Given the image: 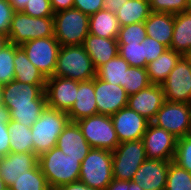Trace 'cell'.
I'll return each instance as SVG.
<instances>
[{
  "label": "cell",
  "instance_id": "f35d334b",
  "mask_svg": "<svg viewBox=\"0 0 191 190\" xmlns=\"http://www.w3.org/2000/svg\"><path fill=\"white\" fill-rule=\"evenodd\" d=\"M173 161L191 173V139L185 136L177 139Z\"/></svg>",
  "mask_w": 191,
  "mask_h": 190
},
{
  "label": "cell",
  "instance_id": "9c48e42d",
  "mask_svg": "<svg viewBox=\"0 0 191 190\" xmlns=\"http://www.w3.org/2000/svg\"><path fill=\"white\" fill-rule=\"evenodd\" d=\"M28 59L46 77H52L61 45L55 37L38 38L20 45Z\"/></svg>",
  "mask_w": 191,
  "mask_h": 190
},
{
  "label": "cell",
  "instance_id": "d590c367",
  "mask_svg": "<svg viewBox=\"0 0 191 190\" xmlns=\"http://www.w3.org/2000/svg\"><path fill=\"white\" fill-rule=\"evenodd\" d=\"M118 54L125 59L130 66L146 68L144 57V43L118 44Z\"/></svg>",
  "mask_w": 191,
  "mask_h": 190
},
{
  "label": "cell",
  "instance_id": "6f0895ef",
  "mask_svg": "<svg viewBox=\"0 0 191 190\" xmlns=\"http://www.w3.org/2000/svg\"><path fill=\"white\" fill-rule=\"evenodd\" d=\"M189 9H191V0H187Z\"/></svg>",
  "mask_w": 191,
  "mask_h": 190
},
{
  "label": "cell",
  "instance_id": "f1b7e54d",
  "mask_svg": "<svg viewBox=\"0 0 191 190\" xmlns=\"http://www.w3.org/2000/svg\"><path fill=\"white\" fill-rule=\"evenodd\" d=\"M8 131L10 135V152L34 153L31 127H27L24 124L8 119Z\"/></svg>",
  "mask_w": 191,
  "mask_h": 190
},
{
  "label": "cell",
  "instance_id": "8fae6325",
  "mask_svg": "<svg viewBox=\"0 0 191 190\" xmlns=\"http://www.w3.org/2000/svg\"><path fill=\"white\" fill-rule=\"evenodd\" d=\"M165 100L191 104V67L183 56L161 85Z\"/></svg>",
  "mask_w": 191,
  "mask_h": 190
},
{
  "label": "cell",
  "instance_id": "30bf717a",
  "mask_svg": "<svg viewBox=\"0 0 191 190\" xmlns=\"http://www.w3.org/2000/svg\"><path fill=\"white\" fill-rule=\"evenodd\" d=\"M190 118L191 104L165 100L152 123L181 138L187 133Z\"/></svg>",
  "mask_w": 191,
  "mask_h": 190
},
{
  "label": "cell",
  "instance_id": "5b68a950",
  "mask_svg": "<svg viewBox=\"0 0 191 190\" xmlns=\"http://www.w3.org/2000/svg\"><path fill=\"white\" fill-rule=\"evenodd\" d=\"M112 152L91 148L80 165L79 181L87 186L104 190L113 181Z\"/></svg>",
  "mask_w": 191,
  "mask_h": 190
},
{
  "label": "cell",
  "instance_id": "f546056e",
  "mask_svg": "<svg viewBox=\"0 0 191 190\" xmlns=\"http://www.w3.org/2000/svg\"><path fill=\"white\" fill-rule=\"evenodd\" d=\"M150 13L149 0H127L120 7L116 17L120 26H126L133 23L145 22Z\"/></svg>",
  "mask_w": 191,
  "mask_h": 190
},
{
  "label": "cell",
  "instance_id": "836d02e7",
  "mask_svg": "<svg viewBox=\"0 0 191 190\" xmlns=\"http://www.w3.org/2000/svg\"><path fill=\"white\" fill-rule=\"evenodd\" d=\"M150 84L151 82L149 81L146 68L130 66L126 70V77L123 88L128 95L135 94Z\"/></svg>",
  "mask_w": 191,
  "mask_h": 190
},
{
  "label": "cell",
  "instance_id": "681fc988",
  "mask_svg": "<svg viewBox=\"0 0 191 190\" xmlns=\"http://www.w3.org/2000/svg\"><path fill=\"white\" fill-rule=\"evenodd\" d=\"M32 0H9L10 5L15 12H21L25 8L26 4Z\"/></svg>",
  "mask_w": 191,
  "mask_h": 190
},
{
  "label": "cell",
  "instance_id": "e0dca14e",
  "mask_svg": "<svg viewBox=\"0 0 191 190\" xmlns=\"http://www.w3.org/2000/svg\"><path fill=\"white\" fill-rule=\"evenodd\" d=\"M164 101L165 96L161 85L150 84L137 93L129 95L127 106L152 122Z\"/></svg>",
  "mask_w": 191,
  "mask_h": 190
},
{
  "label": "cell",
  "instance_id": "11a10c76",
  "mask_svg": "<svg viewBox=\"0 0 191 190\" xmlns=\"http://www.w3.org/2000/svg\"><path fill=\"white\" fill-rule=\"evenodd\" d=\"M6 187L5 182L2 180L1 176H0V190H3Z\"/></svg>",
  "mask_w": 191,
  "mask_h": 190
},
{
  "label": "cell",
  "instance_id": "484cf974",
  "mask_svg": "<svg viewBox=\"0 0 191 190\" xmlns=\"http://www.w3.org/2000/svg\"><path fill=\"white\" fill-rule=\"evenodd\" d=\"M13 62L14 80L28 84H46L47 78L28 59L20 46L15 50Z\"/></svg>",
  "mask_w": 191,
  "mask_h": 190
},
{
  "label": "cell",
  "instance_id": "2e32d148",
  "mask_svg": "<svg viewBox=\"0 0 191 190\" xmlns=\"http://www.w3.org/2000/svg\"><path fill=\"white\" fill-rule=\"evenodd\" d=\"M46 84H28L12 80L2 88L3 109L7 106L33 105V100H47Z\"/></svg>",
  "mask_w": 191,
  "mask_h": 190
},
{
  "label": "cell",
  "instance_id": "8992f818",
  "mask_svg": "<svg viewBox=\"0 0 191 190\" xmlns=\"http://www.w3.org/2000/svg\"><path fill=\"white\" fill-rule=\"evenodd\" d=\"M9 40L14 45L45 37H54L53 17H32L15 12L10 23Z\"/></svg>",
  "mask_w": 191,
  "mask_h": 190
},
{
  "label": "cell",
  "instance_id": "603a6c76",
  "mask_svg": "<svg viewBox=\"0 0 191 190\" xmlns=\"http://www.w3.org/2000/svg\"><path fill=\"white\" fill-rule=\"evenodd\" d=\"M144 25L148 37L170 48L174 32V14L151 12Z\"/></svg>",
  "mask_w": 191,
  "mask_h": 190
},
{
  "label": "cell",
  "instance_id": "52a82bcc",
  "mask_svg": "<svg viewBox=\"0 0 191 190\" xmlns=\"http://www.w3.org/2000/svg\"><path fill=\"white\" fill-rule=\"evenodd\" d=\"M113 179L132 181L141 164L147 159L142 139L119 143L112 152Z\"/></svg>",
  "mask_w": 191,
  "mask_h": 190
},
{
  "label": "cell",
  "instance_id": "bcb514c9",
  "mask_svg": "<svg viewBox=\"0 0 191 190\" xmlns=\"http://www.w3.org/2000/svg\"><path fill=\"white\" fill-rule=\"evenodd\" d=\"M126 2L127 0H103V9L111 11L116 15L122 4Z\"/></svg>",
  "mask_w": 191,
  "mask_h": 190
},
{
  "label": "cell",
  "instance_id": "f5cc1de1",
  "mask_svg": "<svg viewBox=\"0 0 191 190\" xmlns=\"http://www.w3.org/2000/svg\"><path fill=\"white\" fill-rule=\"evenodd\" d=\"M2 88H3V85L0 84V114L4 113L3 100H2Z\"/></svg>",
  "mask_w": 191,
  "mask_h": 190
},
{
  "label": "cell",
  "instance_id": "5bb4252c",
  "mask_svg": "<svg viewBox=\"0 0 191 190\" xmlns=\"http://www.w3.org/2000/svg\"><path fill=\"white\" fill-rule=\"evenodd\" d=\"M94 89L97 114L112 116L127 106L129 95L121 85L111 84L95 76Z\"/></svg>",
  "mask_w": 191,
  "mask_h": 190
},
{
  "label": "cell",
  "instance_id": "9a60e30c",
  "mask_svg": "<svg viewBox=\"0 0 191 190\" xmlns=\"http://www.w3.org/2000/svg\"><path fill=\"white\" fill-rule=\"evenodd\" d=\"M111 119L119 143L142 139L150 123L128 106L113 114Z\"/></svg>",
  "mask_w": 191,
  "mask_h": 190
},
{
  "label": "cell",
  "instance_id": "4dcf8cb0",
  "mask_svg": "<svg viewBox=\"0 0 191 190\" xmlns=\"http://www.w3.org/2000/svg\"><path fill=\"white\" fill-rule=\"evenodd\" d=\"M128 62L119 54L96 70V76L111 84L124 86Z\"/></svg>",
  "mask_w": 191,
  "mask_h": 190
},
{
  "label": "cell",
  "instance_id": "74e56055",
  "mask_svg": "<svg viewBox=\"0 0 191 190\" xmlns=\"http://www.w3.org/2000/svg\"><path fill=\"white\" fill-rule=\"evenodd\" d=\"M151 12L178 14L189 10L187 0H149Z\"/></svg>",
  "mask_w": 191,
  "mask_h": 190
},
{
  "label": "cell",
  "instance_id": "b9f144b4",
  "mask_svg": "<svg viewBox=\"0 0 191 190\" xmlns=\"http://www.w3.org/2000/svg\"><path fill=\"white\" fill-rule=\"evenodd\" d=\"M15 11L9 0H0V33L7 35L10 32V23Z\"/></svg>",
  "mask_w": 191,
  "mask_h": 190
},
{
  "label": "cell",
  "instance_id": "7c38bea8",
  "mask_svg": "<svg viewBox=\"0 0 191 190\" xmlns=\"http://www.w3.org/2000/svg\"><path fill=\"white\" fill-rule=\"evenodd\" d=\"M177 139L169 131L150 122L142 138L147 159L173 161Z\"/></svg>",
  "mask_w": 191,
  "mask_h": 190
},
{
  "label": "cell",
  "instance_id": "9f6ffc18",
  "mask_svg": "<svg viewBox=\"0 0 191 190\" xmlns=\"http://www.w3.org/2000/svg\"><path fill=\"white\" fill-rule=\"evenodd\" d=\"M184 57L187 59L191 67V52L189 54H186Z\"/></svg>",
  "mask_w": 191,
  "mask_h": 190
},
{
  "label": "cell",
  "instance_id": "60d3db41",
  "mask_svg": "<svg viewBox=\"0 0 191 190\" xmlns=\"http://www.w3.org/2000/svg\"><path fill=\"white\" fill-rule=\"evenodd\" d=\"M143 43L146 66L151 61H154L157 57H159L167 49L165 45L148 36L144 39Z\"/></svg>",
  "mask_w": 191,
  "mask_h": 190
},
{
  "label": "cell",
  "instance_id": "f907efd6",
  "mask_svg": "<svg viewBox=\"0 0 191 190\" xmlns=\"http://www.w3.org/2000/svg\"><path fill=\"white\" fill-rule=\"evenodd\" d=\"M9 43V37L0 33V51H2Z\"/></svg>",
  "mask_w": 191,
  "mask_h": 190
},
{
  "label": "cell",
  "instance_id": "7a4b0ae2",
  "mask_svg": "<svg viewBox=\"0 0 191 190\" xmlns=\"http://www.w3.org/2000/svg\"><path fill=\"white\" fill-rule=\"evenodd\" d=\"M53 76L88 81L96 76V69L83 45L61 46Z\"/></svg>",
  "mask_w": 191,
  "mask_h": 190
},
{
  "label": "cell",
  "instance_id": "e575fe53",
  "mask_svg": "<svg viewBox=\"0 0 191 190\" xmlns=\"http://www.w3.org/2000/svg\"><path fill=\"white\" fill-rule=\"evenodd\" d=\"M18 45L9 43L0 51V84L4 85L14 80V56Z\"/></svg>",
  "mask_w": 191,
  "mask_h": 190
},
{
  "label": "cell",
  "instance_id": "ffe728a7",
  "mask_svg": "<svg viewBox=\"0 0 191 190\" xmlns=\"http://www.w3.org/2000/svg\"><path fill=\"white\" fill-rule=\"evenodd\" d=\"M56 147L72 158H79L82 162L91 146L83 136L76 122H69L57 139Z\"/></svg>",
  "mask_w": 191,
  "mask_h": 190
},
{
  "label": "cell",
  "instance_id": "816d5d0a",
  "mask_svg": "<svg viewBox=\"0 0 191 190\" xmlns=\"http://www.w3.org/2000/svg\"><path fill=\"white\" fill-rule=\"evenodd\" d=\"M128 190H143L140 184L130 181V187Z\"/></svg>",
  "mask_w": 191,
  "mask_h": 190
},
{
  "label": "cell",
  "instance_id": "277c9868",
  "mask_svg": "<svg viewBox=\"0 0 191 190\" xmlns=\"http://www.w3.org/2000/svg\"><path fill=\"white\" fill-rule=\"evenodd\" d=\"M54 37L61 46L83 45L89 34V16L76 8L54 13Z\"/></svg>",
  "mask_w": 191,
  "mask_h": 190
},
{
  "label": "cell",
  "instance_id": "83f0119b",
  "mask_svg": "<svg viewBox=\"0 0 191 190\" xmlns=\"http://www.w3.org/2000/svg\"><path fill=\"white\" fill-rule=\"evenodd\" d=\"M47 107V100H33V105L7 106L4 113L9 120L31 127Z\"/></svg>",
  "mask_w": 191,
  "mask_h": 190
},
{
  "label": "cell",
  "instance_id": "d4e9b609",
  "mask_svg": "<svg viewBox=\"0 0 191 190\" xmlns=\"http://www.w3.org/2000/svg\"><path fill=\"white\" fill-rule=\"evenodd\" d=\"M182 57L181 54L167 48L159 57L151 61L146 66L151 84L162 85Z\"/></svg>",
  "mask_w": 191,
  "mask_h": 190
},
{
  "label": "cell",
  "instance_id": "1f68e13d",
  "mask_svg": "<svg viewBox=\"0 0 191 190\" xmlns=\"http://www.w3.org/2000/svg\"><path fill=\"white\" fill-rule=\"evenodd\" d=\"M10 188L11 190H51L39 164L20 174Z\"/></svg>",
  "mask_w": 191,
  "mask_h": 190
},
{
  "label": "cell",
  "instance_id": "7bdbcfd3",
  "mask_svg": "<svg viewBox=\"0 0 191 190\" xmlns=\"http://www.w3.org/2000/svg\"><path fill=\"white\" fill-rule=\"evenodd\" d=\"M8 131V118L5 113L0 114V157L10 153V137Z\"/></svg>",
  "mask_w": 191,
  "mask_h": 190
},
{
  "label": "cell",
  "instance_id": "8d00e7d4",
  "mask_svg": "<svg viewBox=\"0 0 191 190\" xmlns=\"http://www.w3.org/2000/svg\"><path fill=\"white\" fill-rule=\"evenodd\" d=\"M147 37L146 28L144 22L133 23L126 26H121L117 43L129 44V43H142Z\"/></svg>",
  "mask_w": 191,
  "mask_h": 190
},
{
  "label": "cell",
  "instance_id": "d6a6232c",
  "mask_svg": "<svg viewBox=\"0 0 191 190\" xmlns=\"http://www.w3.org/2000/svg\"><path fill=\"white\" fill-rule=\"evenodd\" d=\"M165 190H191V173L171 161Z\"/></svg>",
  "mask_w": 191,
  "mask_h": 190
},
{
  "label": "cell",
  "instance_id": "4fadbf2b",
  "mask_svg": "<svg viewBox=\"0 0 191 190\" xmlns=\"http://www.w3.org/2000/svg\"><path fill=\"white\" fill-rule=\"evenodd\" d=\"M77 91L76 80L57 76L47 78L45 86L47 107L68 112L76 101Z\"/></svg>",
  "mask_w": 191,
  "mask_h": 190
},
{
  "label": "cell",
  "instance_id": "d6986e66",
  "mask_svg": "<svg viewBox=\"0 0 191 190\" xmlns=\"http://www.w3.org/2000/svg\"><path fill=\"white\" fill-rule=\"evenodd\" d=\"M38 164L35 153H8L0 157V176L7 187L13 185L20 174L31 170Z\"/></svg>",
  "mask_w": 191,
  "mask_h": 190
},
{
  "label": "cell",
  "instance_id": "ac0fdd59",
  "mask_svg": "<svg viewBox=\"0 0 191 190\" xmlns=\"http://www.w3.org/2000/svg\"><path fill=\"white\" fill-rule=\"evenodd\" d=\"M171 161L146 159L134 174L132 181L143 190H165Z\"/></svg>",
  "mask_w": 191,
  "mask_h": 190
},
{
  "label": "cell",
  "instance_id": "ba28073f",
  "mask_svg": "<svg viewBox=\"0 0 191 190\" xmlns=\"http://www.w3.org/2000/svg\"><path fill=\"white\" fill-rule=\"evenodd\" d=\"M91 148L113 152L119 144L114 125L109 115L96 114L76 121Z\"/></svg>",
  "mask_w": 191,
  "mask_h": 190
},
{
  "label": "cell",
  "instance_id": "680465c9",
  "mask_svg": "<svg viewBox=\"0 0 191 190\" xmlns=\"http://www.w3.org/2000/svg\"><path fill=\"white\" fill-rule=\"evenodd\" d=\"M3 190H11V188L6 186Z\"/></svg>",
  "mask_w": 191,
  "mask_h": 190
},
{
  "label": "cell",
  "instance_id": "6da1fadb",
  "mask_svg": "<svg viewBox=\"0 0 191 190\" xmlns=\"http://www.w3.org/2000/svg\"><path fill=\"white\" fill-rule=\"evenodd\" d=\"M38 164L42 173L46 176L51 190L71 182L79 181V158L66 155L58 147H54L38 156Z\"/></svg>",
  "mask_w": 191,
  "mask_h": 190
},
{
  "label": "cell",
  "instance_id": "4316f807",
  "mask_svg": "<svg viewBox=\"0 0 191 190\" xmlns=\"http://www.w3.org/2000/svg\"><path fill=\"white\" fill-rule=\"evenodd\" d=\"M120 24L115 14L101 9L89 16V34L103 38H117Z\"/></svg>",
  "mask_w": 191,
  "mask_h": 190
},
{
  "label": "cell",
  "instance_id": "3957f363",
  "mask_svg": "<svg viewBox=\"0 0 191 190\" xmlns=\"http://www.w3.org/2000/svg\"><path fill=\"white\" fill-rule=\"evenodd\" d=\"M69 122L67 112L46 107L39 119L31 126L34 153L39 156L54 148L59 135Z\"/></svg>",
  "mask_w": 191,
  "mask_h": 190
},
{
  "label": "cell",
  "instance_id": "f6af8a7d",
  "mask_svg": "<svg viewBox=\"0 0 191 190\" xmlns=\"http://www.w3.org/2000/svg\"><path fill=\"white\" fill-rule=\"evenodd\" d=\"M54 13L74 8V0H50Z\"/></svg>",
  "mask_w": 191,
  "mask_h": 190
},
{
  "label": "cell",
  "instance_id": "ab89813d",
  "mask_svg": "<svg viewBox=\"0 0 191 190\" xmlns=\"http://www.w3.org/2000/svg\"><path fill=\"white\" fill-rule=\"evenodd\" d=\"M32 17H53L54 12L50 0H32L22 11Z\"/></svg>",
  "mask_w": 191,
  "mask_h": 190
},
{
  "label": "cell",
  "instance_id": "c3c4849f",
  "mask_svg": "<svg viewBox=\"0 0 191 190\" xmlns=\"http://www.w3.org/2000/svg\"><path fill=\"white\" fill-rule=\"evenodd\" d=\"M130 181H121L113 179L104 190H128Z\"/></svg>",
  "mask_w": 191,
  "mask_h": 190
},
{
  "label": "cell",
  "instance_id": "44dd1931",
  "mask_svg": "<svg viewBox=\"0 0 191 190\" xmlns=\"http://www.w3.org/2000/svg\"><path fill=\"white\" fill-rule=\"evenodd\" d=\"M94 92V78L88 81H78L76 101L67 112L71 122L97 114Z\"/></svg>",
  "mask_w": 191,
  "mask_h": 190
},
{
  "label": "cell",
  "instance_id": "cb8c5ba5",
  "mask_svg": "<svg viewBox=\"0 0 191 190\" xmlns=\"http://www.w3.org/2000/svg\"><path fill=\"white\" fill-rule=\"evenodd\" d=\"M170 49L182 56L191 52V9L174 15Z\"/></svg>",
  "mask_w": 191,
  "mask_h": 190
},
{
  "label": "cell",
  "instance_id": "ee69618b",
  "mask_svg": "<svg viewBox=\"0 0 191 190\" xmlns=\"http://www.w3.org/2000/svg\"><path fill=\"white\" fill-rule=\"evenodd\" d=\"M103 0H74V8L88 16L103 9Z\"/></svg>",
  "mask_w": 191,
  "mask_h": 190
},
{
  "label": "cell",
  "instance_id": "db71d44e",
  "mask_svg": "<svg viewBox=\"0 0 191 190\" xmlns=\"http://www.w3.org/2000/svg\"><path fill=\"white\" fill-rule=\"evenodd\" d=\"M185 137L191 139V118H190V123H189L188 130Z\"/></svg>",
  "mask_w": 191,
  "mask_h": 190
},
{
  "label": "cell",
  "instance_id": "7402d4cb",
  "mask_svg": "<svg viewBox=\"0 0 191 190\" xmlns=\"http://www.w3.org/2000/svg\"><path fill=\"white\" fill-rule=\"evenodd\" d=\"M83 47L96 70L118 55L117 38H103L88 34Z\"/></svg>",
  "mask_w": 191,
  "mask_h": 190
},
{
  "label": "cell",
  "instance_id": "7dc6e473",
  "mask_svg": "<svg viewBox=\"0 0 191 190\" xmlns=\"http://www.w3.org/2000/svg\"><path fill=\"white\" fill-rule=\"evenodd\" d=\"M56 190H97V189H93L81 181H76L62 185Z\"/></svg>",
  "mask_w": 191,
  "mask_h": 190
}]
</instances>
